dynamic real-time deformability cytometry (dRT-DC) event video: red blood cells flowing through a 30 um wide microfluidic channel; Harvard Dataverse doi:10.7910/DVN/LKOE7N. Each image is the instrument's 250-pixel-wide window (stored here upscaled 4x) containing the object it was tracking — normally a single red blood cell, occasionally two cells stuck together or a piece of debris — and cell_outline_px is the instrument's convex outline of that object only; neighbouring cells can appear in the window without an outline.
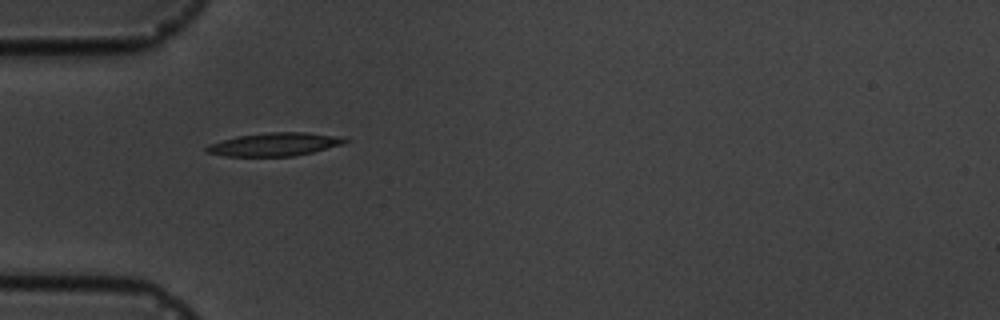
{"species": "common noctule bat (a hibernating species)", "species_latin": "Nyctalus noctula", "temperature_condition": "cold", "stored_images_in_passage": 2, "camera_frame_rate_fps": 3000, "um_per_image_px": 0.085, "animal": {"sex": "male", "body_mass_g": 19.5, "forearm_length_mm": 54.6}, "frame": {"image": 1, "passage_image": 1, "time_ms": 0.0, "image_size_px": [1000, 320], "cell_outline_px": [[352, 140], [344, 144], [312, 152], [292, 156], [224, 156], [204, 152], [204, 148], [208, 144], [236, 136], [268, 132], [308, 132], [344, 136]], "centroid_in_image_um": [23.38, 12.26], "position_along_channel_um": 61.6, "area_um2": 19.07}}
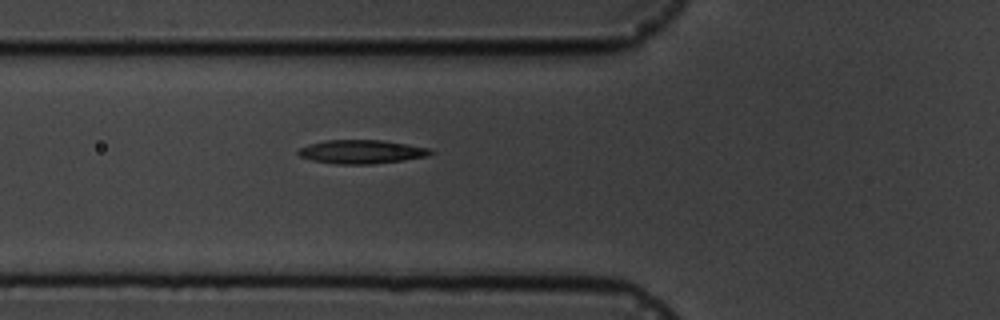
{"frame": {"image": 2, "passage_image": 2, "time_ms": 1.0, "image_size_px": [1000, 320], "cell_outline_px": [[436, 152], [428, 156], [404, 160], [372, 164], [336, 164], [312, 160], [300, 156], [296, 152], [300, 148], [308, 144], [328, 140], [384, 140], [428, 148]], "centroid_in_image_um": [30.74, 12.9], "position_along_channel_um": 95.1, "area_um2": 18.26}}